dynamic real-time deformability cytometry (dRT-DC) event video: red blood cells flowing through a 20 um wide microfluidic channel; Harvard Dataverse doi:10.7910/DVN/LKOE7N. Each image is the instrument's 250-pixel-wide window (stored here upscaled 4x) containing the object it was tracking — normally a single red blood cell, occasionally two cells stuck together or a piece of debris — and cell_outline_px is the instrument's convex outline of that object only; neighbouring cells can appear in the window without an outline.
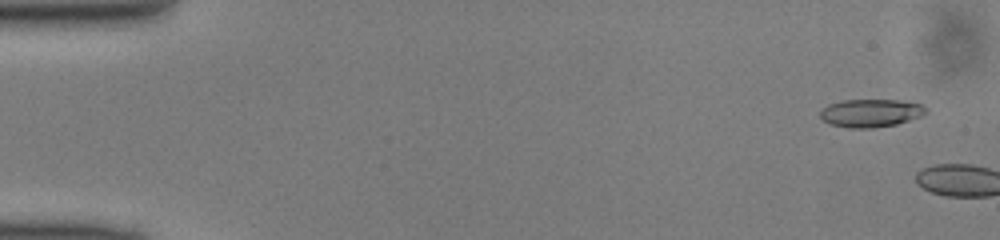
{"species": "common noctule bat (a hibernating species)", "species_latin": "Nyctalus noctula", "temperature_condition": "cold", "stored_images_in_passage": 5, "camera_frame_rate_fps": 3000, "um_per_image_px": 0.085, "animal": {"sex": "male", "body_mass_g": 13.0, "forearm_length_mm": 53.1}, "frame": {"image": 1, "passage_image": 3, "time_ms": 0.667, "image_size_px": [1000, 240], "cell_outline_px": [[928, 112], [920, 116], [896, 124], [872, 128], [848, 128], [828, 124], [820, 116], [820, 112], [828, 104], [844, 100], [896, 100], [920, 104], [928, 108]], "centroid_in_image_um": [74.0, 9.61], "position_along_channel_um": 11.0, "area_um2": 17.17}}